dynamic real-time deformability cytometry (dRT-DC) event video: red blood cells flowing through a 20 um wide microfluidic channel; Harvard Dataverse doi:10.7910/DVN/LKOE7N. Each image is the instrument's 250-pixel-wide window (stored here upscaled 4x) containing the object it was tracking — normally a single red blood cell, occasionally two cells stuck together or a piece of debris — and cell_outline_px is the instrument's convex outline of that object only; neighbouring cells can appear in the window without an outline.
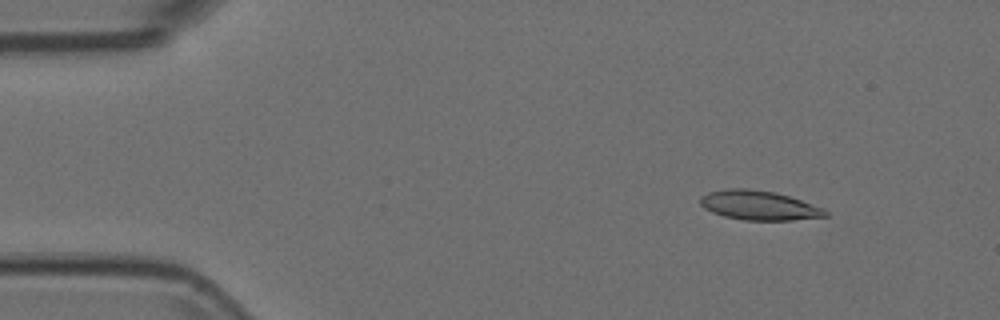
{"species": "Egyptian fruit bat (a non-hibernating species)", "species_latin": "Rousettus aegyptiacus", "temperature_condition": "room temperature", "stored_images_in_passage": 53, "camera_frame_rate_fps": 3000, "um_per_image_px": 0.085, "animal": {"sex": "female"}, "frame": {"image": 1, "passage_image": 6, "time_ms": 1.667, "image_size_px": [1000, 320], "cell_outline_px": [[828, 216], [792, 220], [744, 220], [724, 216], [712, 212], [704, 208], [700, 204], [700, 196], [708, 192], [728, 188], [748, 188], [776, 192], [824, 208], [828, 212]], "centroid_in_image_um": [64.49, 17.45], "position_along_channel_um": 20.5, "area_um2": 21.44}}
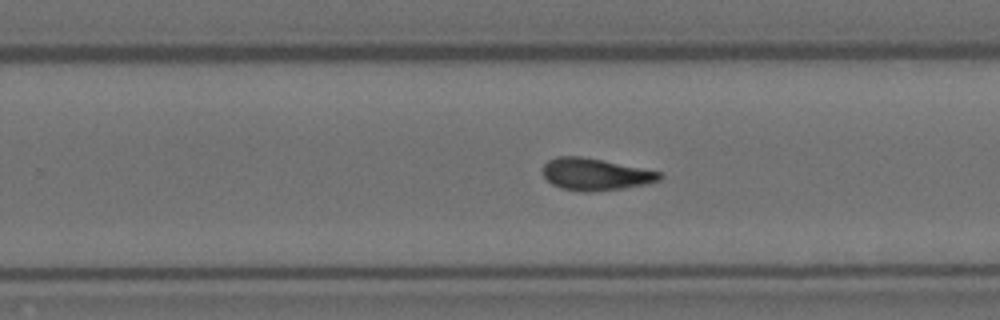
{"frame": {"image": 2, "passage_image": 33, "time_ms": 10.667, "image_size_px": [1000, 320], "cell_outline_px": [[664, 176], [660, 180], [648, 184], [624, 188], [588, 192], [580, 192], [560, 188], [552, 184], [544, 176], [544, 164], [548, 160], [556, 156], [580, 156], [660, 172]], "centroid_in_image_um": [50.6, 14.83], "position_along_channel_um": 279.2, "area_um2": 21.62}}
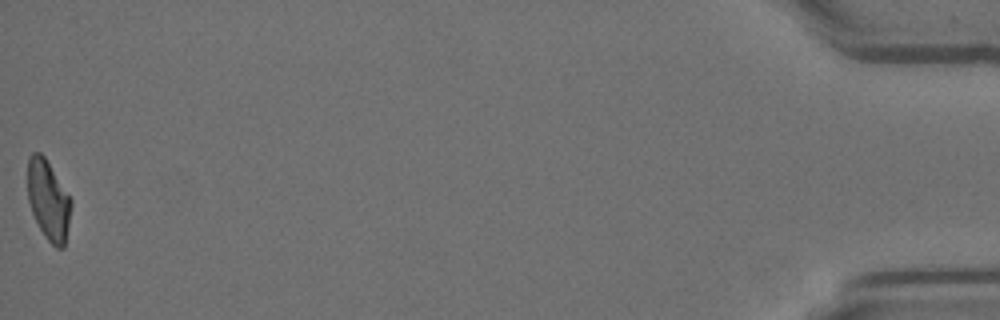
{"frame": {"image": 3, "passage_image": 53, "time_ms": 17.333, "image_size_px": [1000, 320], "cell_outline_px": [[72, 204], [64, 248], [56, 248], [44, 236], [32, 212], [28, 200], [28, 156], [32, 152], [40, 152], [44, 156], [72, 200]], "centroid_in_image_um": [4.11, 17.01], "position_along_channel_um": 431.1, "area_um2": 20.06}}